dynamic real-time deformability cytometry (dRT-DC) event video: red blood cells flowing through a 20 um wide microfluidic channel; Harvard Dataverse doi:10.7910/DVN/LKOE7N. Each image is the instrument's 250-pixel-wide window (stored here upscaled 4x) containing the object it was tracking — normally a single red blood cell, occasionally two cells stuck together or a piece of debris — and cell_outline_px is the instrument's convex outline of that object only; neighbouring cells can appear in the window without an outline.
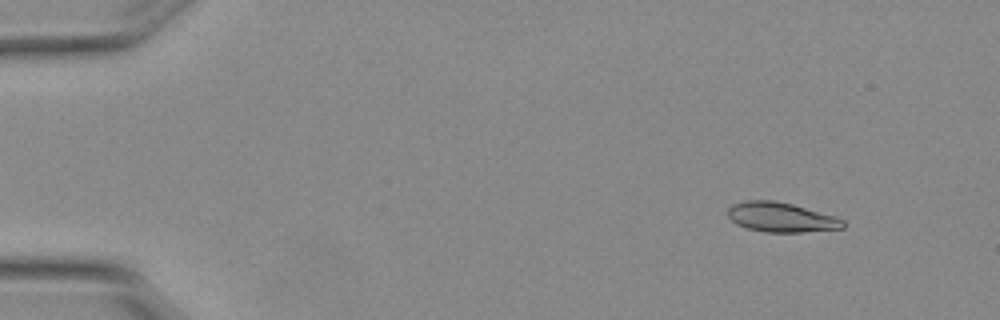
{"species": "Egyptian fruit bat (a non-hibernating species)", "species_latin": "Rousettus aegyptiacus", "temperature_condition": "warm", "stored_images_in_passage": 6, "camera_frame_rate_fps": 3000, "um_per_image_px": 0.085, "animal": {"sex": "female"}, "frame": {"image": 1, "passage_image": 2, "time_ms": 0.333, "image_size_px": [1000, 320], "cell_outline_px": [[844, 228], [804, 232], [764, 232], [748, 228], [736, 224], [728, 216], [728, 208], [732, 204], [744, 200], [772, 200], [792, 204], [836, 216], [844, 220]], "centroid_in_image_um": [66.39, 18.46], "position_along_channel_um": 18.6, "area_um2": 19.94}}
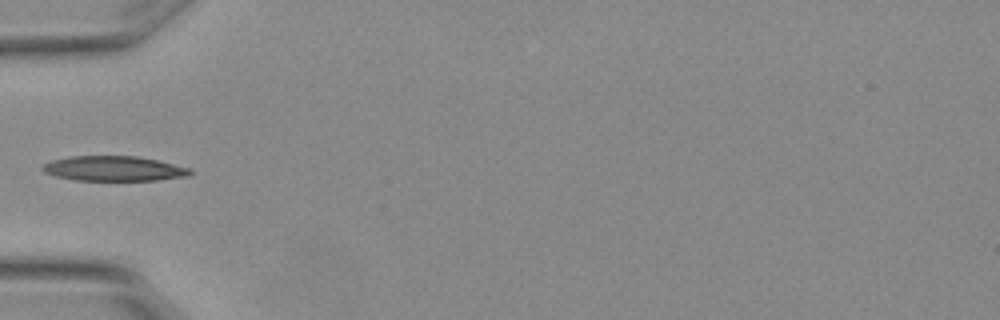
{"frame": {"image": 2, "passage_image": 5, "time_ms": 1.333, "image_size_px": [1000, 320], "cell_outline_px": [[192, 172], [188, 176], [156, 180], [76, 180], [56, 176], [44, 172], [40, 168], [44, 164], [52, 160], [72, 156], [136, 156], [156, 160], [192, 168]], "centroid_in_image_um": [9.68, 14.32], "position_along_channel_um": 75.3, "area_um2": 21.33}}
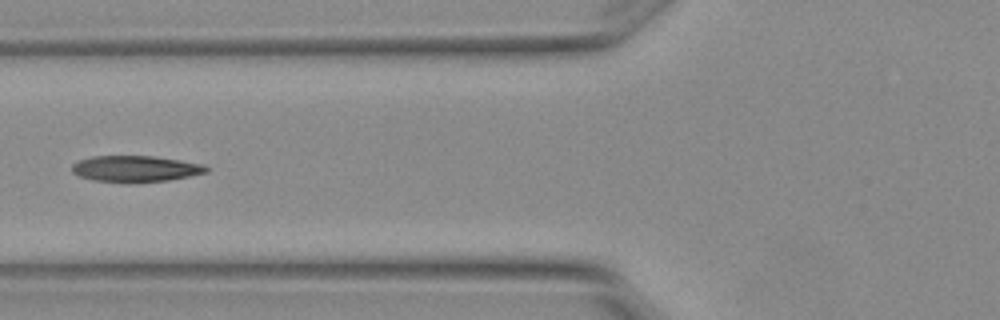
{"frame": {"image": 3, "passage_image": 6, "time_ms": 1.667, "image_size_px": [1000, 320], "cell_outline_px": [[208, 172], [168, 180], [128, 184], [92, 180], [80, 176], [72, 172], [72, 164], [80, 160], [92, 156], [152, 156], [204, 164], [208, 168]], "centroid_in_image_um": [11.49, 14.36], "position_along_channel_um": 114.3, "area_um2": 20.69}}